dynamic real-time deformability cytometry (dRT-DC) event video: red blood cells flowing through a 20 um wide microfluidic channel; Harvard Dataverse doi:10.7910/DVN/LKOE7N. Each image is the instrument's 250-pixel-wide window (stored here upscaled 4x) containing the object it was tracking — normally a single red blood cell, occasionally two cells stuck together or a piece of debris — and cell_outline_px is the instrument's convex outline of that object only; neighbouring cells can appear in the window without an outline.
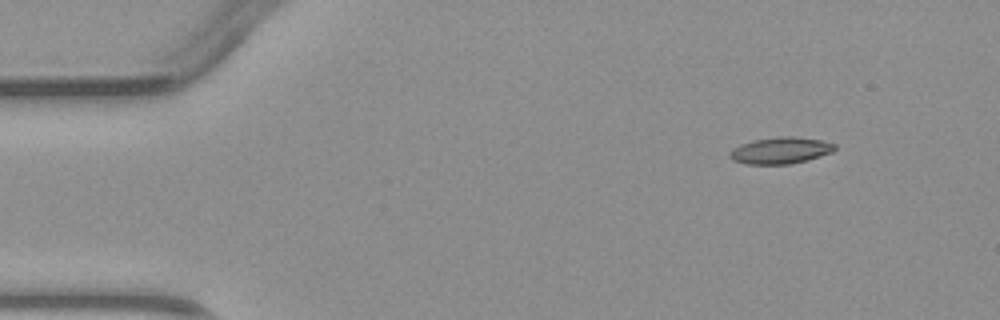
{"species": "common noctule bat (a hibernating species)", "species_latin": "Nyctalus noctula", "temperature_condition": "warm", "stored_images_in_passage": 3, "camera_frame_rate_fps": 3000, "um_per_image_px": 0.085, "animal": {"sex": "male", "body_mass_g": 23.1, "forearm_length_mm": 52.7}, "frame": {"image": 1, "passage_image": 1, "time_ms": 0.0, "image_size_px": [1000, 320], "cell_outline_px": [[836, 148], [832, 152], [808, 160], [788, 164], [744, 164], [732, 160], [728, 156], [728, 152], [732, 148], [740, 144], [752, 140], [780, 136], [796, 136], [820, 140], [836, 144]], "centroid_in_image_um": [66.3, 12.78], "position_along_channel_um": 18.7, "area_um2": 16.47}}